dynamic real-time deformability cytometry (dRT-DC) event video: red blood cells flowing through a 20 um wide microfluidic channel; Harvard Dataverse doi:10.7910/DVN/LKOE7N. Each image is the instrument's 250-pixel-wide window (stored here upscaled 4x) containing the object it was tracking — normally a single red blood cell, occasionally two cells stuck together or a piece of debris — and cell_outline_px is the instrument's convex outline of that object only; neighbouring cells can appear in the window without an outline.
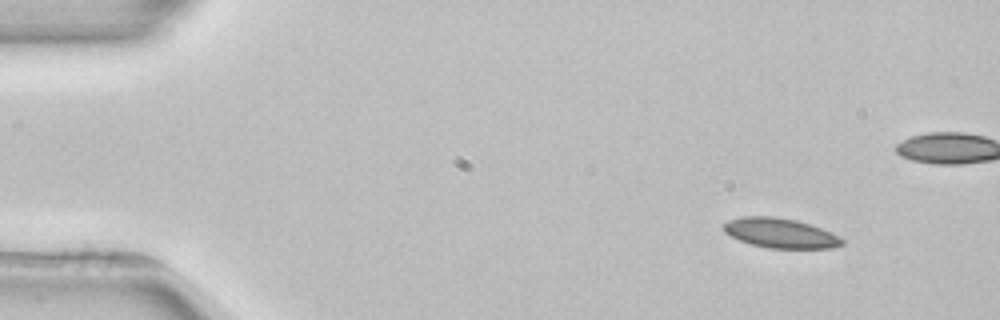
{"species": "common noctule bat (a hibernating species)", "species_latin": "Nyctalus noctula", "temperature_condition": "room temperature", "stored_images_in_passage": 4, "camera_frame_rate_fps": 3000, "um_per_image_px": 0.085, "animal": {"sex": "female", "body_mass_g": 22.7, "forearm_length_mm": 54.2}, "frame": {"image": 1, "passage_image": 1, "time_ms": 0.0, "image_size_px": [1000, 320], "cell_outline_px": [[844, 244], [832, 248], [768, 248], [752, 244], [740, 240], [724, 232], [724, 224], [728, 220], [740, 216], [772, 216], [796, 220], [820, 228], [844, 240]], "centroid_in_image_um": [66.29, 19.81], "position_along_channel_um": 18.7, "area_um2": 20.23}}